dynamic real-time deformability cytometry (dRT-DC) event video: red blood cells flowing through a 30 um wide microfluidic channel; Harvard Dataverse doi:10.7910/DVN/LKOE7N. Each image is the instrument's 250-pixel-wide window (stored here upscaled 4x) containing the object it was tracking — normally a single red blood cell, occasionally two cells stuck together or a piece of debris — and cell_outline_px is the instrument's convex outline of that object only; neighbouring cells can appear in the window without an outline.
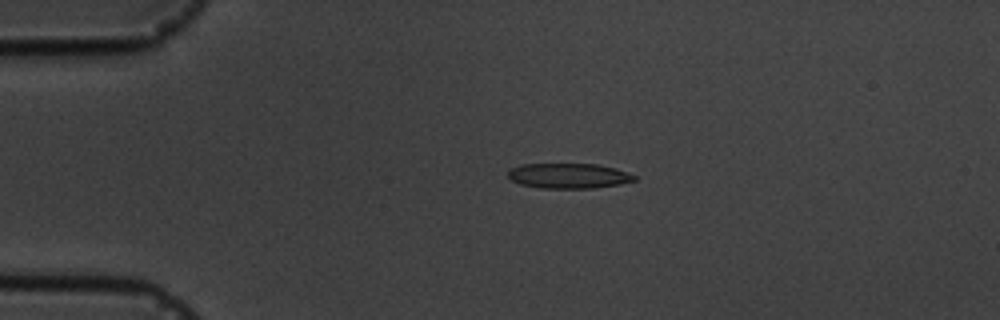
{"species": "common noctule bat (a hibernating species)", "species_latin": "Nyctalus noctula", "temperature_condition": "cold", "stored_images_in_passage": 5, "camera_frame_rate_fps": 3000, "um_per_image_px": 0.085, "animal": {"sex": "male", "body_mass_g": 19.5, "forearm_length_mm": 54.6}, "frame": {"image": 1, "passage_image": 4, "time_ms": 3.333, "image_size_px": [1000, 320], "cell_outline_px": [[636, 180], [620, 184], [592, 188], [540, 188], [520, 184], [512, 180], [508, 176], [508, 168], [520, 164], [596, 164], [616, 168], [636, 176]], "centroid_in_image_um": [48.3, 14.94], "position_along_channel_um": 36.7, "area_um2": 18.55}}